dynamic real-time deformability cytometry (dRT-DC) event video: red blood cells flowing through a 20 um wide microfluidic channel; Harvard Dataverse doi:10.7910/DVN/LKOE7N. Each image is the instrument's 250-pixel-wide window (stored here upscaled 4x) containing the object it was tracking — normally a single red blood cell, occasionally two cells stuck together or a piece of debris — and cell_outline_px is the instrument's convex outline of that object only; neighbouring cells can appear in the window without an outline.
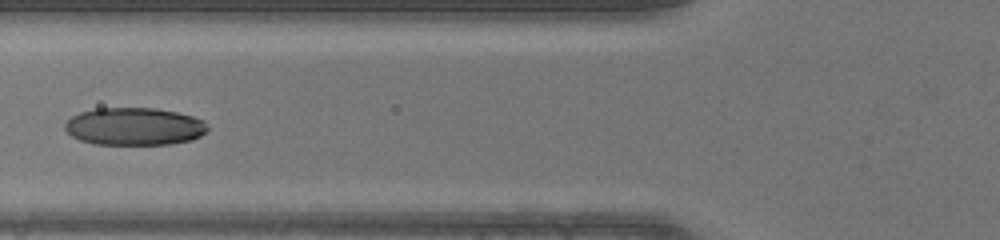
{"species": "human", "species_latin": "Homo sapiens", "temperature_condition": "warm", "stored_images_in_passage": 45, "segment_of_instrument_passage": [2, 2], "camera_frame_rate_fps": 3000, "um_per_image_px": 0.085, "donor": {"sex": "male"}, "frame": {"image": 1, "passage_image": 18, "time_ms": 5.667, "image_size_px": [1000, 240], "cell_outline_px": [[208, 128], [200, 136], [192, 140], [172, 144], [96, 144], [80, 140], [72, 136], [64, 128], [64, 124], [72, 116], [80, 112], [96, 108], [156, 108], [176, 112], [192, 116], [204, 120]], "centroid_in_image_um": [11.42, 10.74], "position_along_channel_um": 114.4, "area_um2": 31.27}}
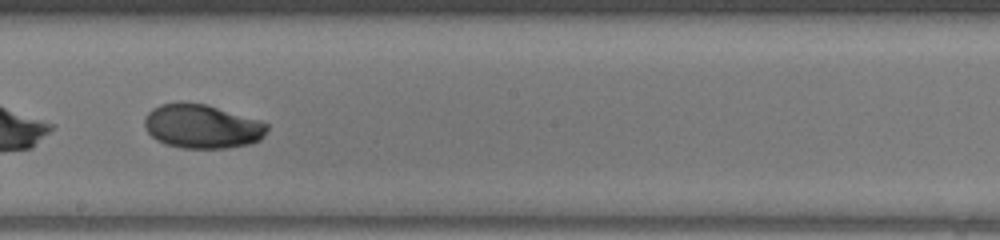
{"frame": {"image": 2, "passage_image": 26, "time_ms": 8.333, "image_size_px": [1000, 240], "cell_outline_px": [[268, 128], [264, 136], [260, 140], [248, 144], [228, 148], [180, 148], [164, 144], [156, 140], [148, 132], [144, 124], [144, 120], [148, 112], [152, 108], [160, 104], [180, 100], [204, 104], [260, 120], [268, 124]], "centroid_in_image_um": [17.14, 10.73], "position_along_channel_um": 231.1, "area_um2": 31.73}}
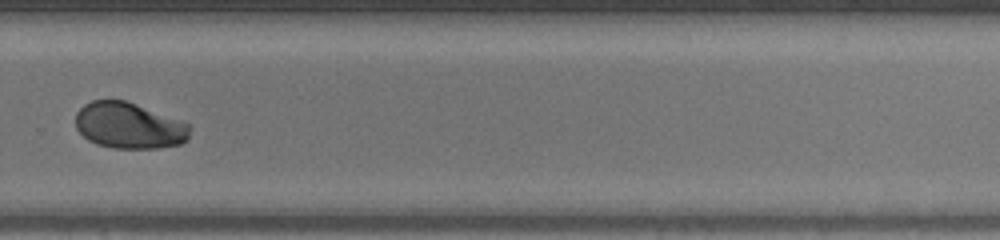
{"frame": {"image": 3, "passage_image": 32, "time_ms": 10.333, "image_size_px": [1000, 240], "cell_outline_px": [[192, 128], [188, 140], [180, 144], [156, 148], [112, 148], [96, 144], [88, 140], [76, 128], [76, 112], [84, 104], [92, 100], [124, 100], [136, 104], [188, 124]], "centroid_in_image_um": [10.95, 10.69], "position_along_channel_um": 318.8, "area_um2": 30.58}}